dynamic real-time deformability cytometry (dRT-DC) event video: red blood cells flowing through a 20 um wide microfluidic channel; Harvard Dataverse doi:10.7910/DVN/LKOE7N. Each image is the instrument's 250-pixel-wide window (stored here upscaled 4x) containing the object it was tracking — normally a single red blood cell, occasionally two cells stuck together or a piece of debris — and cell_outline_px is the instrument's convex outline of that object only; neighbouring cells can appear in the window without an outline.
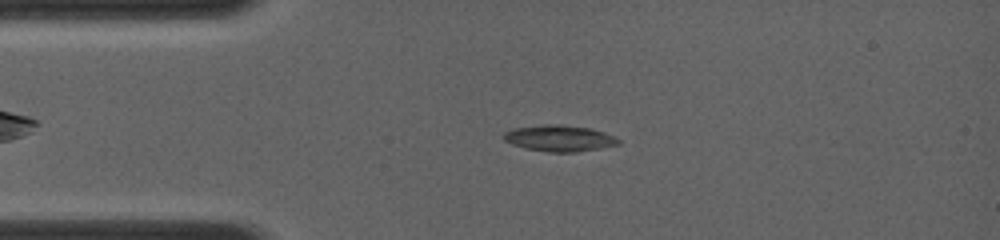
{"species": "common noctule bat (a hibernating species)", "species_latin": "Nyctalus noctula", "temperature_condition": "room temperature", "stored_images_in_passage": 5, "camera_frame_rate_fps": 4000, "um_per_image_px": 0.085, "animal": {"sex": "female", "body_mass_g": 19.0, "forearm_length_mm": 56.7}, "frame": {"image": 1, "passage_image": 3, "time_ms": 0.75, "image_size_px": [1000, 240], "cell_outline_px": [[620, 144], [600, 148], [576, 152], [548, 152], [524, 148], [512, 144], [504, 140], [500, 136], [504, 132], [512, 128], [544, 124], [560, 124], [592, 128], [604, 132], [620, 140]], "centroid_in_image_um": [47.5, 11.74], "position_along_channel_um": 37.5, "area_um2": 17.74}}